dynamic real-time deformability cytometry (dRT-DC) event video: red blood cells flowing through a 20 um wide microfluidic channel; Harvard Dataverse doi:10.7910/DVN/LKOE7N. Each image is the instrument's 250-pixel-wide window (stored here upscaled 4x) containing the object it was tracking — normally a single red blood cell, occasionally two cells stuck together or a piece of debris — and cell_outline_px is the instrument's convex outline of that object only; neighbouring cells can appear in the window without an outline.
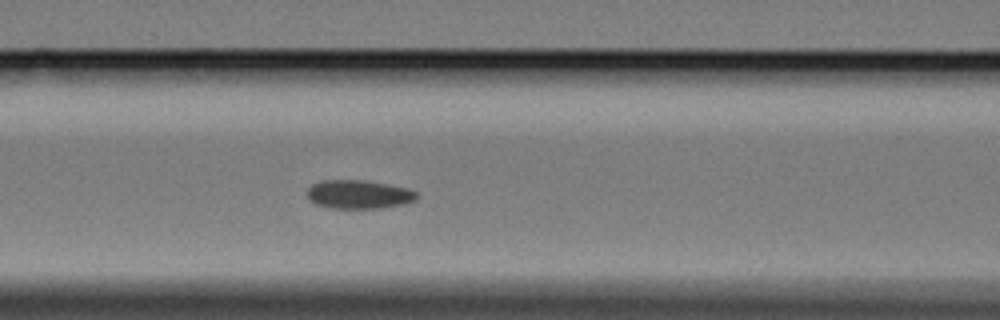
{"species": "Egyptian fruit bat (a non-hibernating species)", "species_latin": "Rousettus aegyptiacus", "temperature_condition": "cold", "stored_images_in_passage": 7, "camera_frame_rate_fps": 3000, "um_per_image_px": 0.085, "animal": {"sex": "female"}, "frame": {"image": 1, "passage_image": 6, "time_ms": 5.667, "image_size_px": [1000, 320], "cell_outline_px": [[420, 196], [416, 200], [404, 204], [380, 208], [332, 208], [316, 204], [308, 196], [308, 188], [312, 184], [320, 180], [364, 180], [408, 188], [420, 192]], "centroid_in_image_um": [30.56, 16.52], "position_along_channel_um": 136.0, "area_um2": 18.38}}